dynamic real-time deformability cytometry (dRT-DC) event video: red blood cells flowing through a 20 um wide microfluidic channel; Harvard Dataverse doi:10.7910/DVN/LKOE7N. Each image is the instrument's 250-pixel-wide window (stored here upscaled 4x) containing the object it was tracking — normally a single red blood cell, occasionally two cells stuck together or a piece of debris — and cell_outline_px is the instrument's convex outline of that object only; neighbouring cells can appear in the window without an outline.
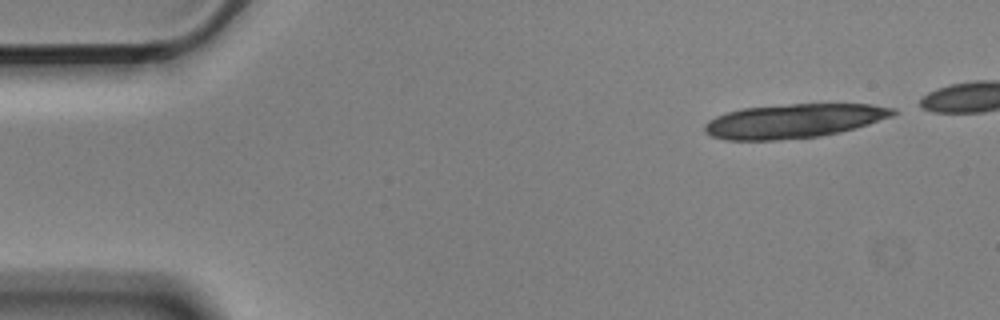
{"species": "Egyptian fruit bat (a non-hibernating species)", "species_latin": "Rousettus aegyptiacus", "temperature_condition": "cold", "stored_images_in_passage": 5, "camera_frame_rate_fps": 3000, "um_per_image_px": 0.085, "animal": {"sex": "male"}, "frame": {"image": 1, "passage_image": 1, "time_ms": 0.0, "image_size_px": [1000, 320], "cell_outline_px": [[896, 112], [892, 116], [856, 128], [840, 132], [820, 136], [776, 140], [724, 140], [712, 136], [704, 132], [704, 124], [708, 120], [716, 116], [728, 112], [744, 108], [792, 104], [872, 104], [896, 108]], "centroid_in_image_um": [67.46, 10.28], "position_along_channel_um": 17.5, "area_um2": 37.4}}